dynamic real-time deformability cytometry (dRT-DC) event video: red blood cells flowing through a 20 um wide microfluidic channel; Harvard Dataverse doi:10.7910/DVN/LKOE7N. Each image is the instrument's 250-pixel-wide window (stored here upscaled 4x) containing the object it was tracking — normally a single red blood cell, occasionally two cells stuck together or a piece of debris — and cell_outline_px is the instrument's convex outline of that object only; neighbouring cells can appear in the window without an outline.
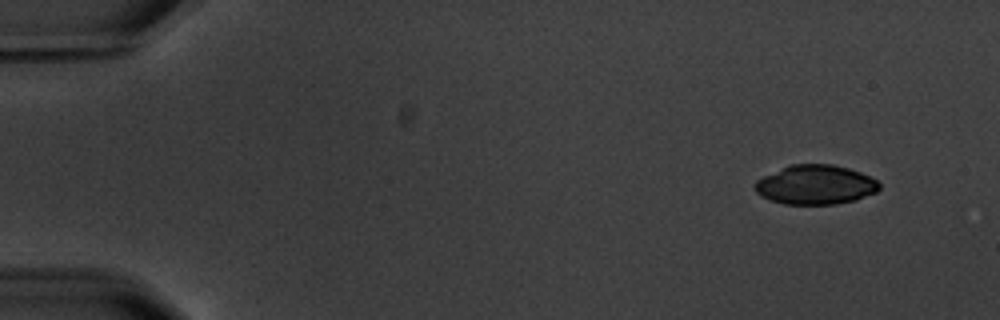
{"species": "common noctule bat (a hibernating species)", "species_latin": "Nyctalus noctula", "temperature_condition": "warm", "stored_images_in_passage": 10, "camera_frame_rate_fps": 3000, "um_per_image_px": 0.085, "animal": {"sex": "male", "body_mass_g": 20.1, "forearm_length_mm": 53.5}, "frame": {"image": 1, "passage_image": 1, "time_ms": 0.0, "image_size_px": [1000, 320], "cell_outline_px": [[880, 188], [876, 192], [856, 200], [836, 204], [784, 204], [760, 196], [756, 192], [752, 184], [756, 180], [764, 176], [792, 164], [832, 164], [848, 168], [860, 172], [876, 180], [880, 184]], "centroid_in_image_um": [69.31, 15.71], "position_along_channel_um": 15.7, "area_um2": 28.5}}